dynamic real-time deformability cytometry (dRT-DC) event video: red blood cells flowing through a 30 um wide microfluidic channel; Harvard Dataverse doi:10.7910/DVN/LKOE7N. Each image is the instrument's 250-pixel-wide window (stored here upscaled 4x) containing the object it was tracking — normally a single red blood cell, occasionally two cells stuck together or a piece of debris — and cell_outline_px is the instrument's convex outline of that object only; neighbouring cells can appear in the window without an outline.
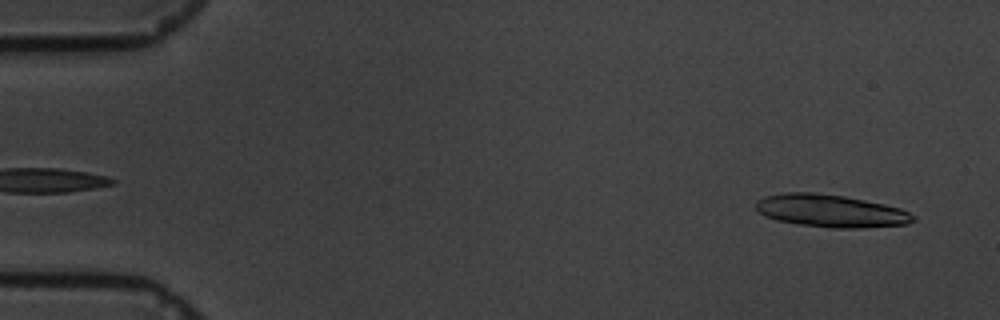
{"species": "common noctule bat (a hibernating species)", "species_latin": "Nyctalus noctula", "temperature_condition": "cold", "stored_images_in_passage": 37, "camera_frame_rate_fps": 3000, "um_per_image_px": 0.085, "animal": {"sex": "male", "body_mass_g": 19.5, "forearm_length_mm": 54.6}, "frame": {"image": 1, "passage_image": 3, "time_ms": 0.667, "image_size_px": [1000, 320], "cell_outline_px": [[916, 220], [908, 224], [864, 228], [832, 228], [800, 224], [776, 220], [764, 216], [756, 208], [756, 200], [764, 196], [784, 192], [812, 192], [844, 196], [884, 204], [900, 208], [916, 216]], "centroid_in_image_um": [70.62, 17.92], "position_along_channel_um": 14.4, "area_um2": 30.0}}
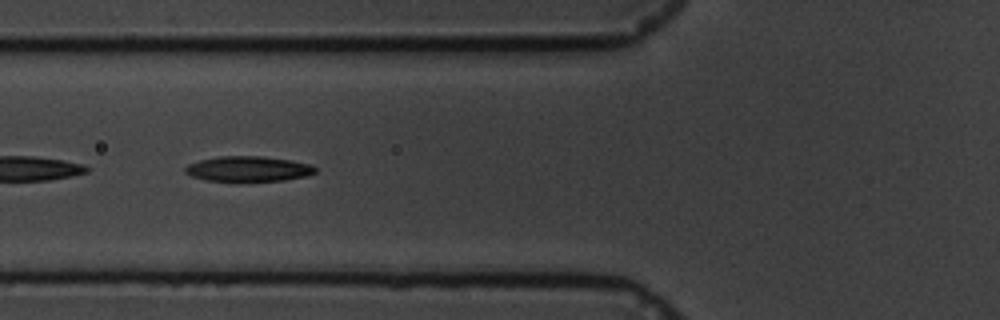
{"frame": {"image": 2, "passage_image": 22, "time_ms": 7.0, "image_size_px": [1000, 320], "cell_outline_px": [[316, 172], [308, 176], [284, 180], [204, 180], [192, 176], [184, 172], [184, 168], [188, 164], [200, 160], [220, 156], [264, 156], [292, 160], [312, 164], [316, 168]], "centroid_in_image_um": [21.14, 14.33], "position_along_channel_um": 104.7, "area_um2": 19.02}}
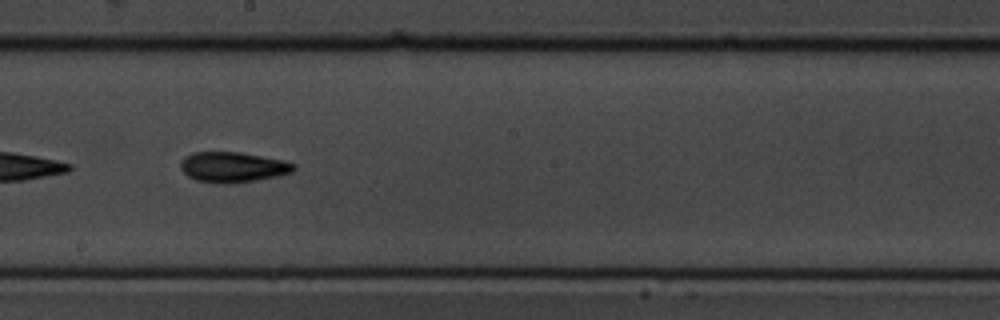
{"frame": {"image": 3, "passage_image": 33, "time_ms": 10.667, "image_size_px": [1000, 320], "cell_outline_px": [[296, 168], [292, 172], [276, 176], [256, 180], [232, 184], [224, 184], [196, 180], [188, 176], [180, 168], [180, 160], [184, 156], [192, 152], [240, 152], [284, 160], [296, 164]], "centroid_in_image_um": [19.78, 14.2], "position_along_channel_um": 228.4, "area_um2": 20.17}}